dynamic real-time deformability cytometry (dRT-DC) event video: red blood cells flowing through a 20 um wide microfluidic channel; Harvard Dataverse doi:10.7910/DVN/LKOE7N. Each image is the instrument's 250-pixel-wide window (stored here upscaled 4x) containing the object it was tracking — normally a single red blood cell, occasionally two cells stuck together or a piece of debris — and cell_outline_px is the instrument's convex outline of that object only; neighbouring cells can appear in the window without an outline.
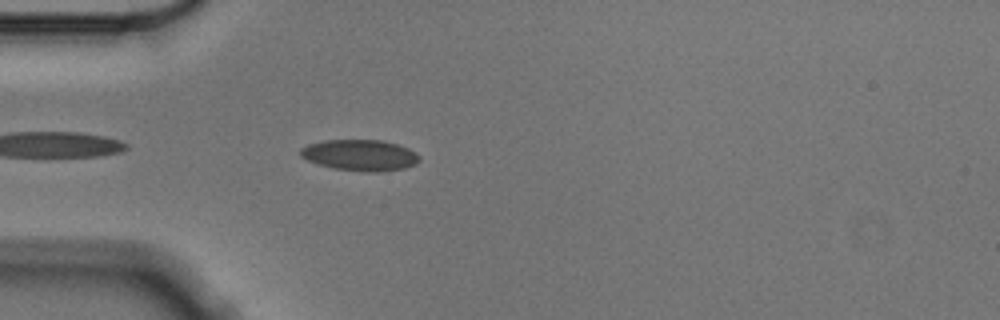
{"species": "Egyptian fruit bat (a non-hibernating species)", "species_latin": "Rousettus aegyptiacus", "temperature_condition": "cold", "stored_images_in_passage": 17, "camera_frame_rate_fps": 3000, "um_per_image_px": 0.085, "animal": {"sex": "male"}, "frame": {"image": 1, "passage_image": 3, "time_ms": 0.667, "image_size_px": [1000, 320], "cell_outline_px": [[420, 160], [416, 164], [404, 168], [380, 172], [364, 172], [332, 168], [316, 164], [300, 156], [300, 148], [308, 144], [324, 140], [380, 140], [396, 144], [408, 148], [420, 156]], "centroid_in_image_um": [30.58, 13.2], "position_along_channel_um": 54.4, "area_um2": 21.68}}
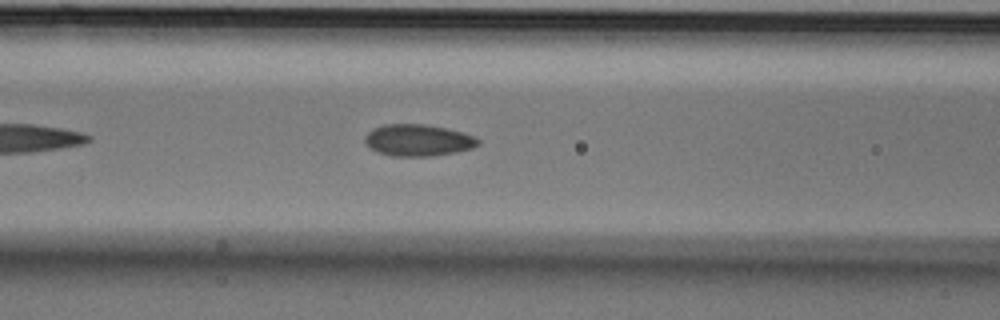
{"frame": {"image": 2, "passage_image": 10, "time_ms": 3.0, "image_size_px": [1000, 320], "cell_outline_px": [[480, 144], [472, 148], [456, 152], [432, 156], [392, 156], [376, 152], [364, 140], [364, 136], [372, 128], [384, 124], [424, 124], [448, 128], [464, 132], [476, 136], [480, 140]], "centroid_in_image_um": [35.56, 11.91], "position_along_channel_um": 131.0, "area_um2": 21.15}}
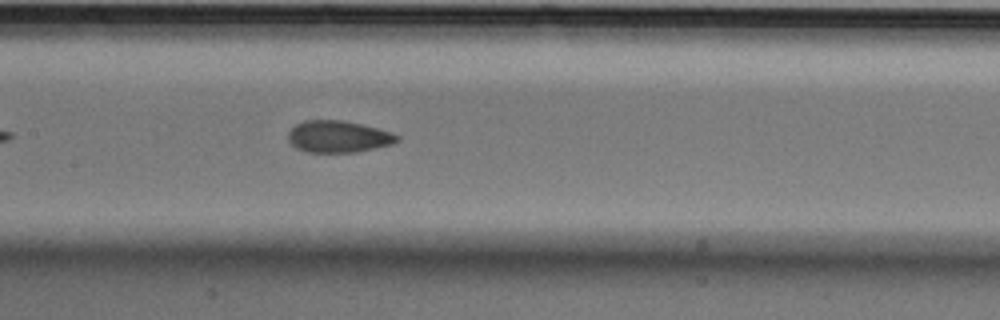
{"frame": {"image": 3, "passage_image": 14, "time_ms": 4.333, "image_size_px": [1000, 320], "cell_outline_px": [[400, 140], [392, 144], [356, 152], [308, 152], [296, 148], [288, 140], [288, 132], [296, 124], [304, 120], [344, 120], [392, 132], [400, 136]], "centroid_in_image_um": [28.76, 11.61], "position_along_channel_um": 178.6, "area_um2": 20.17}}